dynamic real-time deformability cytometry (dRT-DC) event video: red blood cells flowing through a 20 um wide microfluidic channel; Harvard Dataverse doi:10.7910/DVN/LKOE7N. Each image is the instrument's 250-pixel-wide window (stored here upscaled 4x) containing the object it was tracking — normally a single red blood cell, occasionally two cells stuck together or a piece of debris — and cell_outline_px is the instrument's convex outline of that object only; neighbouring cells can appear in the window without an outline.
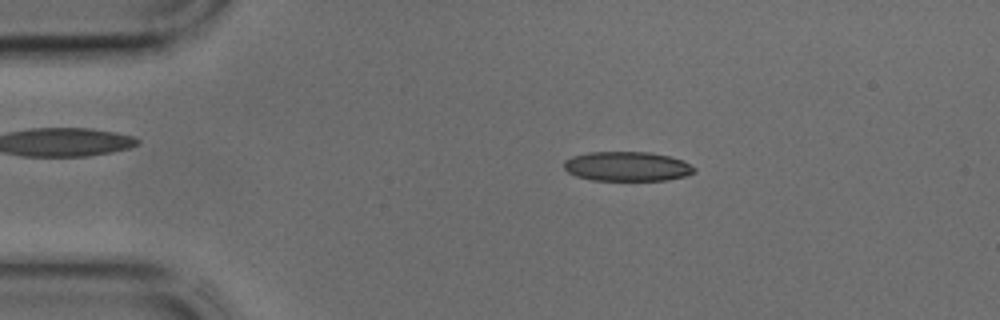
{"species": "common noctule bat (a hibernating species)", "species_latin": "Nyctalus noctula", "temperature_condition": "cold", "stored_images_in_passage": 37, "camera_frame_rate_fps": 3000, "um_per_image_px": 0.085, "animal": {"sex": "male", "body_mass_g": 17.9, "forearm_length_mm": 54.2}, "frame": {"image": 1, "passage_image": 2, "time_ms": 0.333, "image_size_px": [1000, 320], "cell_outline_px": [[696, 172], [684, 176], [668, 180], [592, 180], [576, 176], [568, 172], [564, 168], [564, 160], [572, 156], [588, 152], [652, 152], [668, 156], [680, 160], [696, 168]], "centroid_in_image_um": [53.28, 14.14], "position_along_channel_um": 31.7, "area_um2": 22.37}}
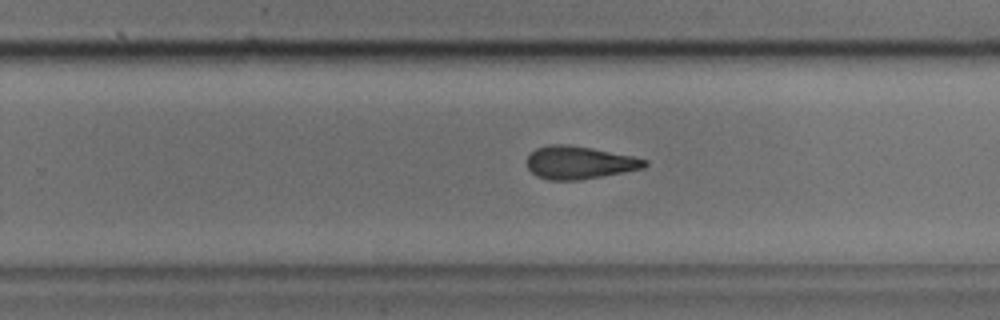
{"frame": {"image": 2, "passage_image": 21, "time_ms": 6.667, "image_size_px": [1000, 320], "cell_outline_px": [[648, 164], [644, 168], [580, 180], [548, 180], [536, 176], [528, 168], [528, 156], [536, 148], [548, 144], [572, 144], [632, 156], [648, 160]], "centroid_in_image_um": [49.23, 13.81], "position_along_channel_um": 280.6, "area_um2": 22.54}}
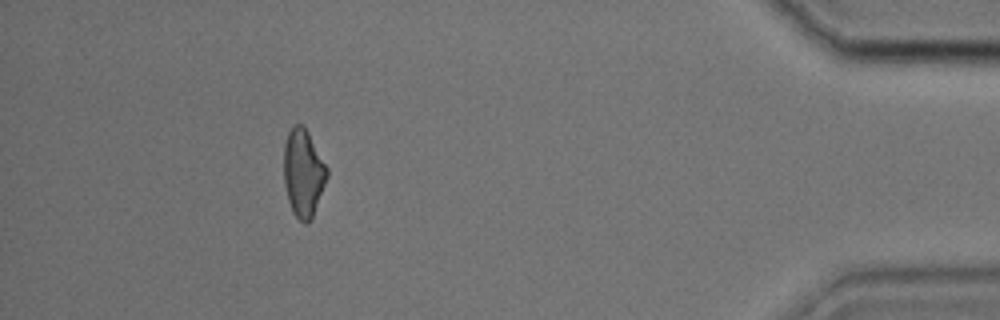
{"frame": {"image": 3, "passage_image": 33, "time_ms": 10.667, "image_size_px": [1000, 320], "cell_outline_px": [[328, 176], [312, 216], [308, 224], [304, 224], [292, 212], [288, 200], [284, 184], [284, 144], [288, 132], [292, 124], [300, 124], [308, 132], [328, 168]], "centroid_in_image_um": [25.77, 14.69], "position_along_channel_um": 409.4, "area_um2": 21.96}}